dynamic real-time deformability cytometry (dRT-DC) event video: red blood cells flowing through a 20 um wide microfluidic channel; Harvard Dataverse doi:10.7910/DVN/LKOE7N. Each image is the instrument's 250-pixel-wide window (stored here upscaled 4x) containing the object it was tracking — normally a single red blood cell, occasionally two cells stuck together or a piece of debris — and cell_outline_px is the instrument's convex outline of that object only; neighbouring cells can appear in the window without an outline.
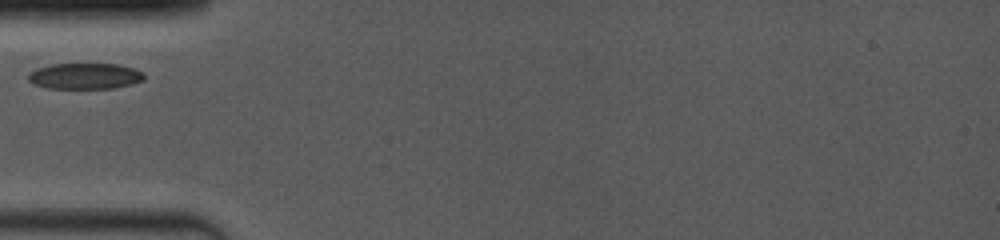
{"species": "common noctule bat (a hibernating species)", "species_latin": "Nyctalus noctula", "temperature_condition": "room temperature", "stored_images_in_passage": 11, "camera_frame_rate_fps": 4000, "um_per_image_px": 0.085, "animal": {"sex": "female", "body_mass_g": 19.0, "forearm_length_mm": 53.3}, "frame": {"image": 1, "passage_image": 1, "time_ms": 0.0, "image_size_px": [1000, 240], "cell_outline_px": [[144, 80], [132, 84], [112, 88], [44, 88], [32, 84], [28, 80], [28, 72], [36, 68], [48, 64], [120, 64], [136, 68], [144, 72]], "centroid_in_image_um": [7.2, 6.46], "position_along_channel_um": 77.8, "area_um2": 17.86}}
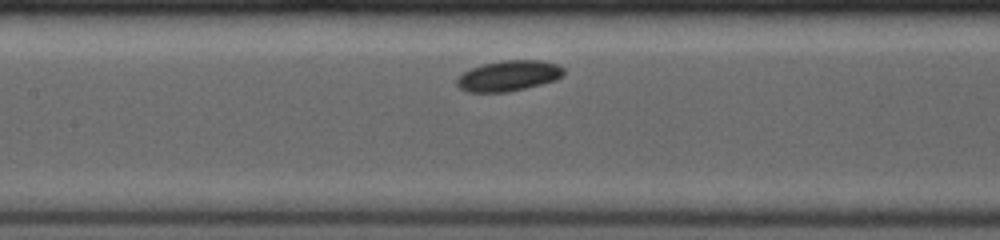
{"frame": {"image": 2, "passage_image": 7, "time_ms": 2.25, "image_size_px": [1000, 240], "cell_outline_px": [[564, 76], [556, 80], [508, 92], [464, 92], [456, 84], [456, 80], [464, 72], [472, 68], [484, 64], [500, 60], [540, 60], [556, 64], [564, 68]], "centroid_in_image_um": [43.24, 6.44], "position_along_channel_um": 164.2, "area_um2": 19.02}}
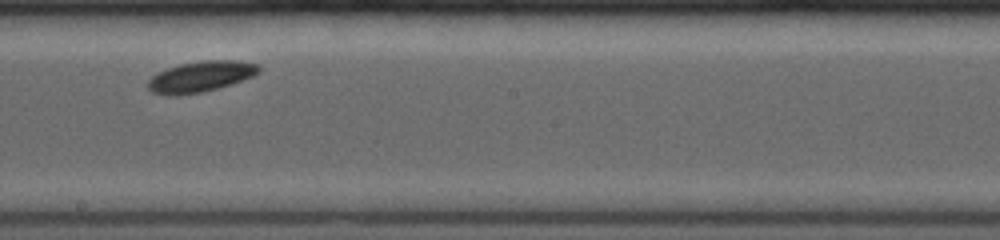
{"frame": {"image": 3, "passage_image": 10, "time_ms": 4.0, "image_size_px": [1000, 240], "cell_outline_px": [[260, 72], [252, 76], [216, 88], [200, 92], [176, 96], [164, 96], [152, 92], [148, 88], [148, 80], [152, 76], [168, 68], [180, 64], [200, 60], [236, 60], [260, 64]], "centroid_in_image_um": [17.03, 6.5], "position_along_channel_um": 231.2, "area_um2": 19.77}}